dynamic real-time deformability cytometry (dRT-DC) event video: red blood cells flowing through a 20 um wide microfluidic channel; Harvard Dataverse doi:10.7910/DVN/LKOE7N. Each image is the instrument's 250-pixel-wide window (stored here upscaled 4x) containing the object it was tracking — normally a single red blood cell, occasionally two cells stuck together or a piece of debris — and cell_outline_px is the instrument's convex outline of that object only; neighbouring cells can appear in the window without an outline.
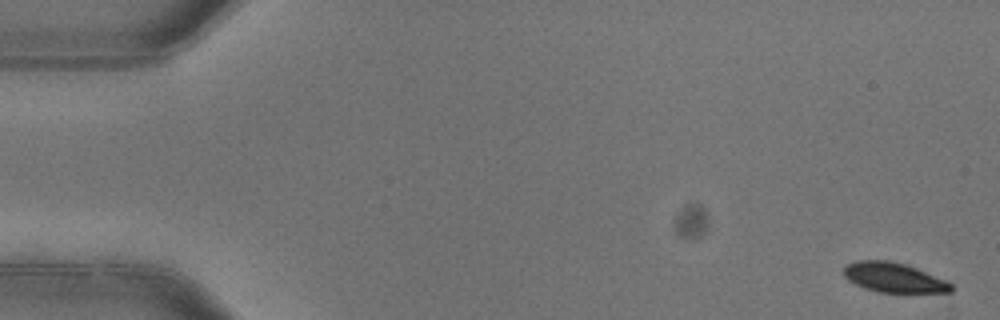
{"species": "common noctule bat (a hibernating species)", "species_latin": "Nyctalus noctula", "temperature_condition": "warm", "stored_images_in_passage": 4, "camera_frame_rate_fps": 3000, "um_per_image_px": 0.085, "animal": {"sex": "female"}, "frame": {"image": 1, "passage_image": 1, "time_ms": 0.0, "image_size_px": [1000, 320], "cell_outline_px": [[952, 292], [876, 292], [864, 288], [848, 280], [844, 276], [844, 264], [856, 260], [888, 260], [904, 264], [916, 268], [948, 280], [952, 284]], "centroid_in_image_um": [75.96, 23.58], "position_along_channel_um": 9.0, "area_um2": 18.67}}
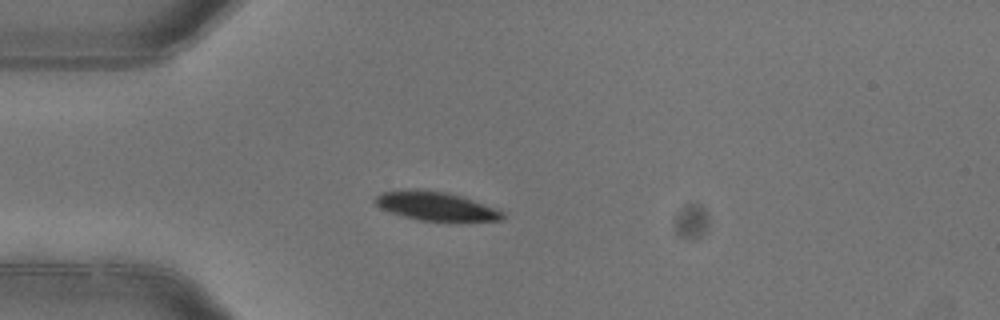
{"frame": {"image": 2, "passage_image": 4, "time_ms": 1.0, "image_size_px": [1000, 320], "cell_outline_px": [[504, 216], [500, 220], [448, 224], [420, 220], [388, 212], [380, 208], [372, 200], [380, 192], [416, 188], [448, 192], [500, 208], [504, 212]], "centroid_in_image_um": [37.1, 17.56], "position_along_channel_um": 47.9, "area_um2": 22.6}}